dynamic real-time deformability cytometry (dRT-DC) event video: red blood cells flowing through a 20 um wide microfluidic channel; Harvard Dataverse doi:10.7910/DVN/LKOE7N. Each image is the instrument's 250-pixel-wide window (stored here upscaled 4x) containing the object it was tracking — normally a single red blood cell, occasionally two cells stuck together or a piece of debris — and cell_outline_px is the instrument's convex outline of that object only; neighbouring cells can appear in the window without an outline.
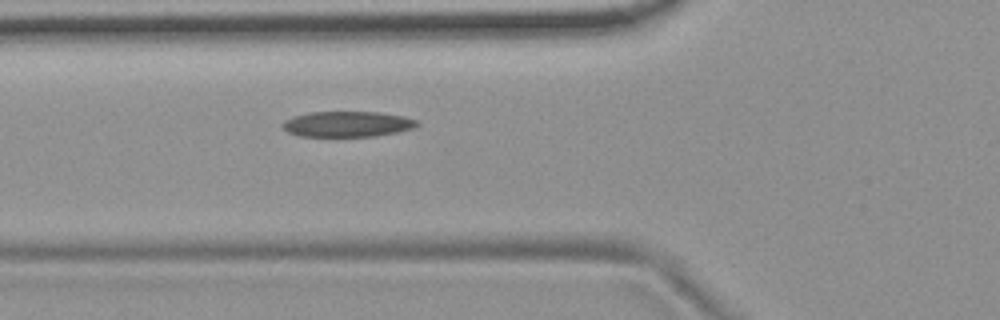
{"species": "common noctule bat (a hibernating species)", "species_latin": "Nyctalus noctula", "temperature_condition": "room temperature", "stored_images_in_passage": 4, "camera_frame_rate_fps": 3000, "um_per_image_px": 0.085, "animal": {"sex": "female", "body_mass_g": 19.9}, "frame": {"image": 1, "passage_image": 4, "time_ms": 3.333, "image_size_px": [1000, 320], "cell_outline_px": [[420, 124], [412, 128], [400, 132], [376, 136], [300, 136], [288, 132], [280, 124], [284, 120], [292, 116], [312, 112], [380, 112], [404, 116], [416, 120]], "centroid_in_image_um": [29.53, 10.54], "position_along_channel_um": 96.3, "area_um2": 20.11}}